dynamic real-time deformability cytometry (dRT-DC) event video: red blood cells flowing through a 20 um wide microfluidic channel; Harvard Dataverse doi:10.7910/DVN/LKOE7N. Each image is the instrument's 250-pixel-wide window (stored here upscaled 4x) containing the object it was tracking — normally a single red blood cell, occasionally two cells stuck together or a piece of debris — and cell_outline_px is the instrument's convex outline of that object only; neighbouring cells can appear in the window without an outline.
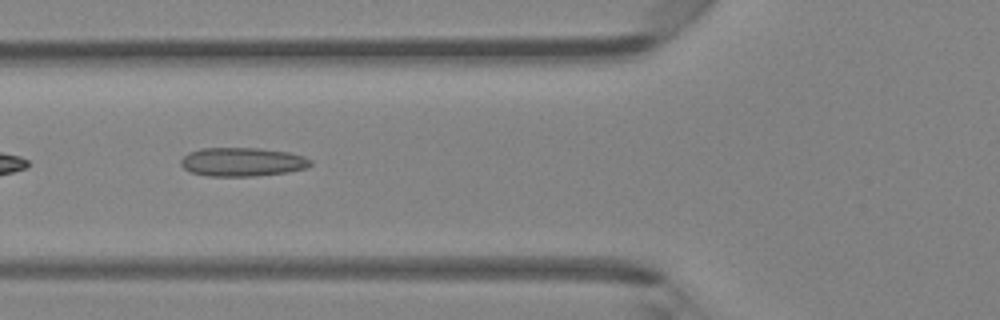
{"species": "Egyptian fruit bat (a non-hibernating species)", "species_latin": "Rousettus aegyptiacus", "temperature_condition": "room temperature", "stored_images_in_passage": 21, "camera_frame_rate_fps": 3000, "um_per_image_px": 0.085, "animal": {"sex": "female"}, "frame": {"image": 1, "passage_image": 18, "time_ms": 5.667, "image_size_px": [1000, 320], "cell_outline_px": [[312, 164], [304, 168], [288, 172], [256, 176], [208, 176], [192, 172], [184, 168], [180, 164], [180, 160], [188, 152], [200, 148], [260, 148], [288, 152], [304, 156], [312, 160]], "centroid_in_image_um": [20.59, 13.76], "position_along_channel_um": 105.2, "area_um2": 21.79}}